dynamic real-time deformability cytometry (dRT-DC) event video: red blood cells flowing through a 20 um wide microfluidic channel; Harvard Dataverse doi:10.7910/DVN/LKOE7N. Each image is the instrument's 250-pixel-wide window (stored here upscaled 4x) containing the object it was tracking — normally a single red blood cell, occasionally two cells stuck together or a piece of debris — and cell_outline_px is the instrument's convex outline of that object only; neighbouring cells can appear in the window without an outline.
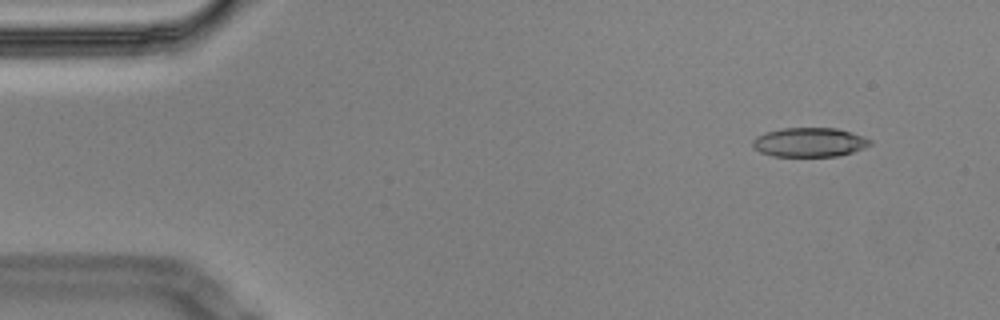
{"species": "Egyptian fruit bat (a non-hibernating species)", "species_latin": "Rousettus aegyptiacus", "temperature_condition": "cold", "stored_images_in_passage": 5, "camera_frame_rate_fps": 3000, "um_per_image_px": 0.085, "animal": {"sex": "male"}, "frame": {"image": 1, "passage_image": 2, "time_ms": 0.333, "image_size_px": [1000, 320], "cell_outline_px": [[872, 144], [864, 148], [852, 152], [836, 156], [772, 156], [760, 152], [752, 144], [752, 140], [756, 136], [768, 132], [784, 128], [836, 128], [852, 132], [864, 136], [872, 140]], "centroid_in_image_um": [68.84, 12.09], "position_along_channel_um": 16.2, "area_um2": 19.94}}